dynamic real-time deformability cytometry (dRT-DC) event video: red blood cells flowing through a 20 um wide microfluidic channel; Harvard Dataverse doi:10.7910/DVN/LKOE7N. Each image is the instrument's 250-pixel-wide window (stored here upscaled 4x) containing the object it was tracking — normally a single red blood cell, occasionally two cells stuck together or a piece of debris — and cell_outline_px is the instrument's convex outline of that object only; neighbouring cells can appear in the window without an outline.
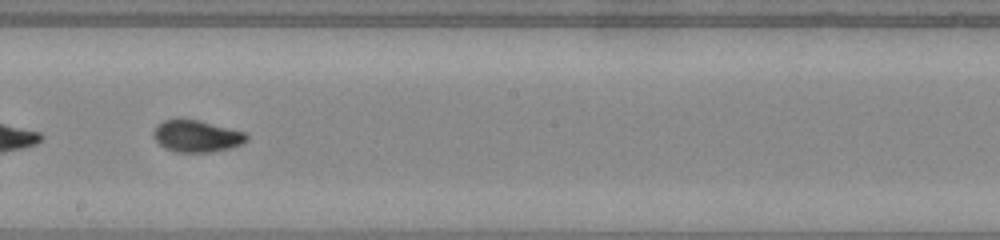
{"species": "common noctule bat (a hibernating species)", "species_latin": "Nyctalus noctula", "temperature_condition": "warm", "stored_images_in_passage": 36, "camera_frame_rate_fps": 3000, "um_per_image_px": 0.085, "animal": {"sex": "male", "body_mass_g": 20.0, "forearm_length_mm": 53.3}, "frame": {"image": 1, "passage_image": 16, "time_ms": 5.0, "image_size_px": [1000, 240], "cell_outline_px": [[248, 140], [240, 144], [228, 148], [208, 152], [176, 152], [164, 148], [152, 136], [152, 132], [156, 124], [164, 120], [176, 116], [200, 120], [244, 132], [248, 136]], "centroid_in_image_um": [16.63, 11.53], "position_along_channel_um": 231.6, "area_um2": 17.63}}
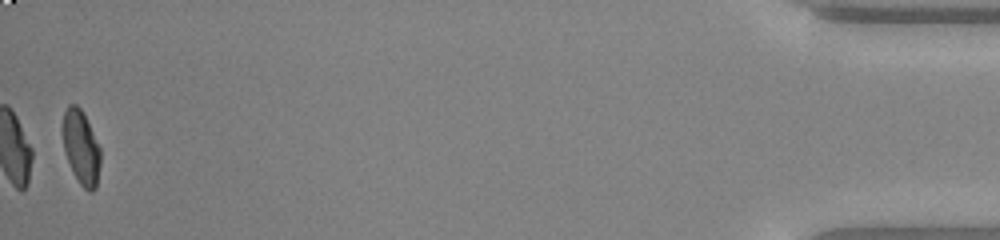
{"frame": {"image": 2, "passage_image": 36, "time_ms": 11.667, "image_size_px": [1000, 240], "cell_outline_px": [[100, 164], [96, 188], [92, 192], [88, 192], [80, 184], [64, 152], [64, 112], [68, 104], [76, 104], [80, 108], [100, 148]], "centroid_in_image_um": [6.91, 12.56], "position_along_channel_um": 428.3, "area_um2": 15.72}}